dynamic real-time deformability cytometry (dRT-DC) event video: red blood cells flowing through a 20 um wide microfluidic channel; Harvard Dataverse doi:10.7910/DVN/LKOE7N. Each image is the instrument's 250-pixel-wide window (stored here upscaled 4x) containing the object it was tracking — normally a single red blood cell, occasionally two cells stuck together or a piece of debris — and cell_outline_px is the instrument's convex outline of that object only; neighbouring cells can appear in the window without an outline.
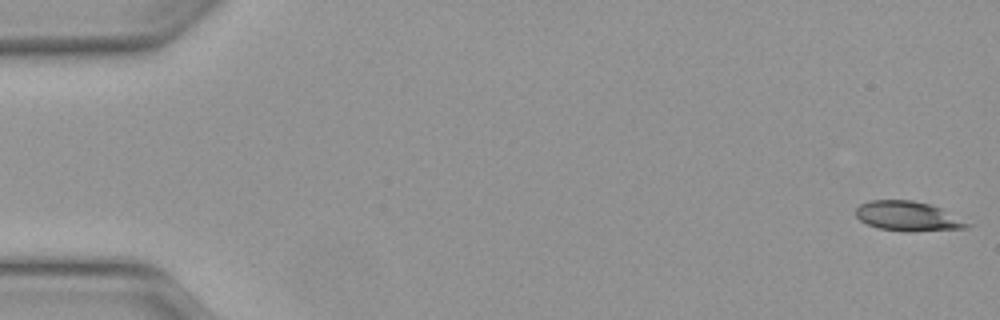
{"species": "Egyptian fruit bat (a non-hibernating species)", "species_latin": "Rousettus aegyptiacus", "temperature_condition": "warm", "stored_images_in_passage": 47, "camera_frame_rate_fps": 3000, "um_per_image_px": 0.085, "animal": {"sex": "female"}, "frame": {"image": 1, "passage_image": 1, "time_ms": 0.0, "image_size_px": [1000, 320], "cell_outline_px": [[976, 224], [968, 228], [912, 232], [904, 232], [880, 228], [868, 224], [860, 220], [856, 216], [856, 208], [860, 204], [868, 200], [912, 200], [932, 204]], "centroid_in_image_um": [77.26, 18.38], "position_along_channel_um": 7.7, "area_um2": 19.71}}
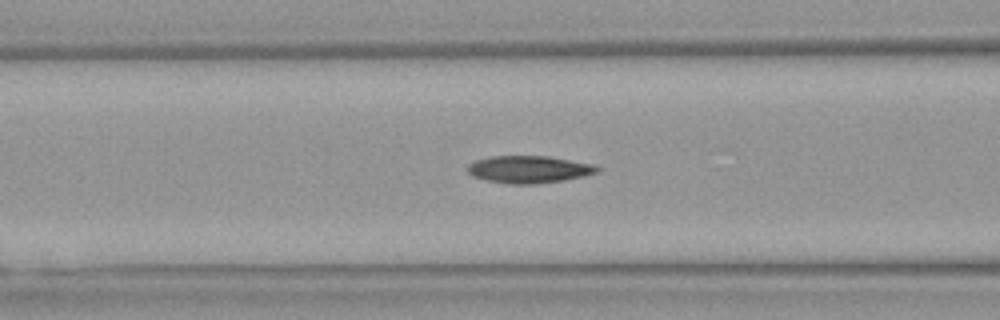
{"frame": {"image": 2, "passage_image": 20, "time_ms": 6.333, "image_size_px": [1000, 320], "cell_outline_px": [[600, 168], [596, 172], [584, 176], [564, 180], [536, 184], [508, 184], [488, 180], [472, 176], [468, 172], [468, 164], [476, 160], [492, 156], [548, 156], [596, 164]], "centroid_in_image_um": [44.98, 14.39], "position_along_channel_um": 121.6, "area_um2": 20.63}}
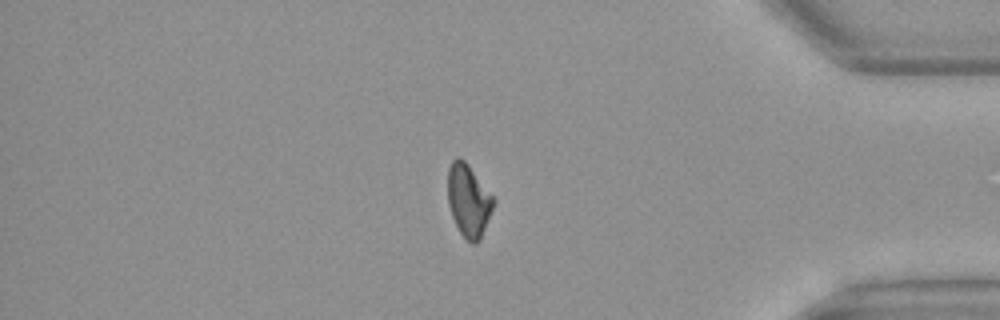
{"frame": {"image": 3, "passage_image": 42, "time_ms": 13.667, "image_size_px": [1000, 320], "cell_outline_px": [[496, 200], [480, 240], [476, 244], [472, 244], [460, 232], [452, 216], [448, 204], [448, 168], [452, 160], [456, 156], [460, 156], [468, 164]], "centroid_in_image_um": [39.82, 17.02], "position_along_channel_um": 395.4, "area_um2": 19.25}}